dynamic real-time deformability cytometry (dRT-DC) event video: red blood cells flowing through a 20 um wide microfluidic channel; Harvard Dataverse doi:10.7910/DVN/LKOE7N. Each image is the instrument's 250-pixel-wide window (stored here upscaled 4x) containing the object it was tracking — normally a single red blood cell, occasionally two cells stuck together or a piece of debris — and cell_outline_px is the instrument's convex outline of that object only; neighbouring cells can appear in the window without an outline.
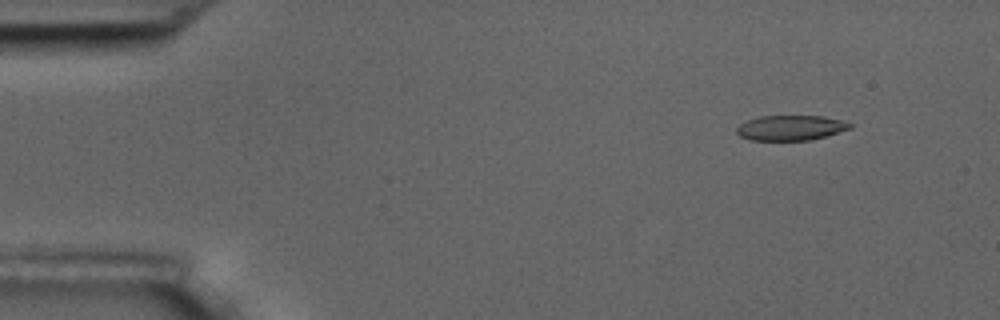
{"species": "common noctule bat (a hibernating species)", "species_latin": "Nyctalus noctula", "temperature_condition": "room temperature", "stored_images_in_passage": 4, "camera_frame_rate_fps": 3000, "um_per_image_px": 0.085, "animal": {"sex": "male", "body_mass_g": 17.5, "forearm_length_mm": 52.3}, "frame": {"image": 1, "passage_image": 1, "time_ms": 0.0, "image_size_px": [1000, 320], "cell_outline_px": [[852, 128], [824, 136], [808, 140], [752, 140], [740, 136], [736, 132], [736, 128], [740, 124], [748, 120], [760, 116], [824, 116], [840, 120], [852, 124]], "centroid_in_image_um": [67.19, 10.86], "position_along_channel_um": 17.8, "area_um2": 16.36}}
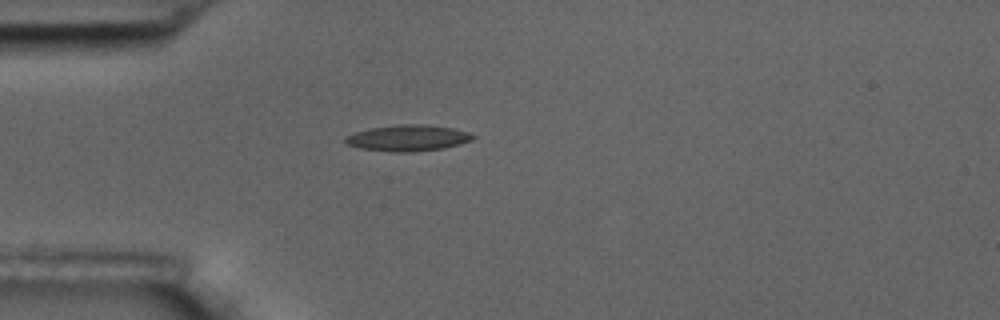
{"frame": {"image": 2, "passage_image": 4, "time_ms": 3.333, "image_size_px": [1000, 320], "cell_outline_px": [[476, 136], [472, 140], [460, 144], [444, 148], [412, 152], [392, 152], [360, 148], [348, 144], [344, 140], [348, 136], [356, 132], [368, 128], [396, 124], [424, 124], [452, 128], [468, 132]], "centroid_in_image_um": [34.69, 11.72], "position_along_channel_um": 50.3, "area_um2": 19.42}}